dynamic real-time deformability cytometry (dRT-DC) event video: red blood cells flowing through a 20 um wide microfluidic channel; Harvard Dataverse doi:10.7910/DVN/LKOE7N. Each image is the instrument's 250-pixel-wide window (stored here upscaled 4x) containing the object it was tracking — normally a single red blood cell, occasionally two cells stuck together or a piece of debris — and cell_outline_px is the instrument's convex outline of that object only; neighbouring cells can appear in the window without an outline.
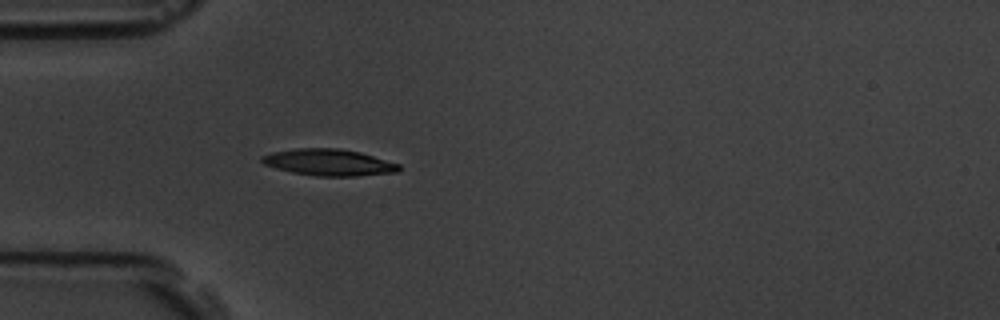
{"species": "common noctule bat (a hibernating species)", "species_latin": "Nyctalus noctula", "temperature_condition": "room temperature", "stored_images_in_passage": 4, "camera_frame_rate_fps": 3000, "um_per_image_px": 0.085, "animal": {"sex": "male", "body_mass_g": 19.5, "forearm_length_mm": 54.6}, "frame": {"image": 1, "passage_image": 4, "time_ms": 3.333, "image_size_px": [1000, 320], "cell_outline_px": [[400, 172], [356, 176], [316, 176], [292, 172], [276, 168], [264, 164], [260, 160], [260, 156], [272, 152], [296, 148], [336, 148], [360, 152], [400, 164]], "centroid_in_image_um": [27.95, 13.8], "position_along_channel_um": 57.1, "area_um2": 21.27}}